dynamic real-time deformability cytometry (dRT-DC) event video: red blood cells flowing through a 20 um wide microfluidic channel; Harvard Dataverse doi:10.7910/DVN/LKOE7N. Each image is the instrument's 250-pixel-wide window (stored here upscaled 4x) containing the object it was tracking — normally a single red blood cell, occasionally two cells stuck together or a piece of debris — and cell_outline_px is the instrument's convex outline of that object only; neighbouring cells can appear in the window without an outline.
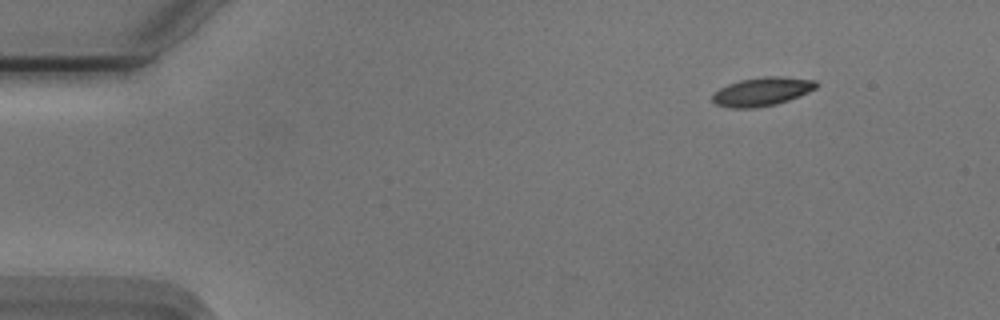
{"species": "Egyptian fruit bat (a non-hibernating species)", "species_latin": "Rousettus aegyptiacus", "temperature_condition": "cold", "stored_images_in_passage": 49, "camera_frame_rate_fps": 3000, "um_per_image_px": 0.085, "animal": {"sex": "male"}, "frame": {"image": 1, "passage_image": 1, "time_ms": 0.0, "image_size_px": [1000, 320], "cell_outline_px": [[820, 84], [816, 88], [800, 96], [776, 104], [752, 108], [728, 108], [716, 104], [712, 100], [712, 96], [720, 88], [728, 84], [740, 80], [764, 76], [784, 76], [816, 80]], "centroid_in_image_um": [64.81, 7.77], "position_along_channel_um": 20.2, "area_um2": 17.4}}
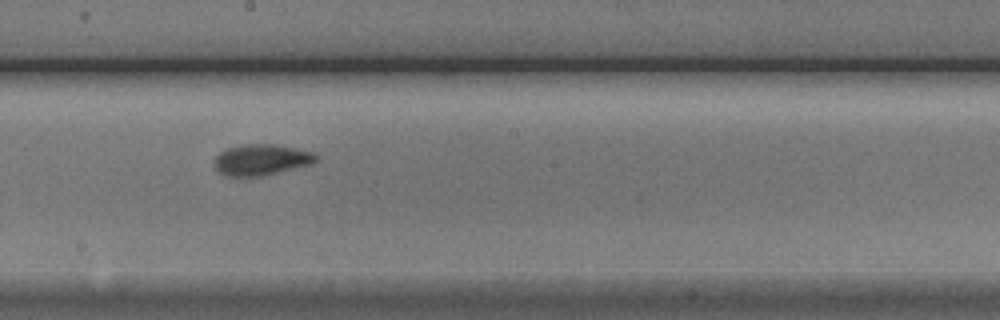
{"frame": {"image": 2, "passage_image": 25, "time_ms": 8.0, "image_size_px": [1000, 320], "cell_outline_px": [[320, 160], [312, 164], [264, 176], [224, 176], [216, 168], [216, 156], [220, 152], [228, 148], [244, 144], [276, 144], [316, 152], [320, 156]], "centroid_in_image_um": [22.31, 13.57], "position_along_channel_um": 225.9, "area_um2": 18.61}}
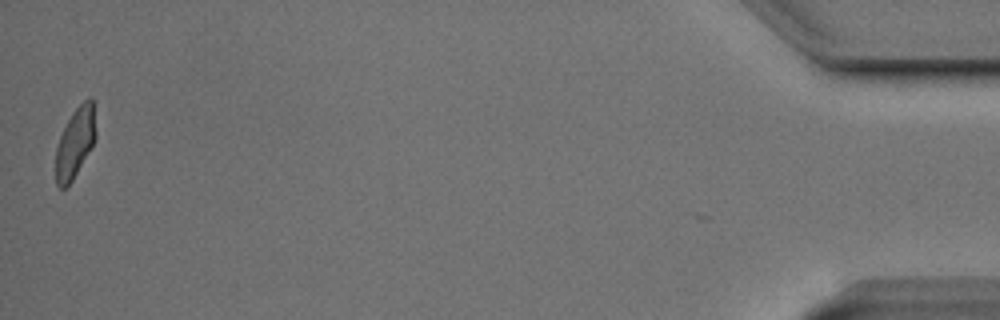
{"frame": {"image": 3, "passage_image": 49, "time_ms": 16.0, "image_size_px": [1000, 320], "cell_outline_px": [[96, 136], [92, 144], [72, 180], [64, 188], [60, 188], [56, 184], [56, 148], [60, 136], [72, 112], [88, 96], [92, 96], [96, 132]], "centroid_in_image_um": [6.38, 12.08], "position_along_channel_um": 428.8, "area_um2": 15.95}, "authors_computed_cell_mechanics": {"area_um2": 17.5134, "velocity_mm_per_s": 3.7289, "shape_relaxation_time_tau1_ms": 3.3625, "shape_relaxation_time_tau2_ms": 2.2794, "deformation_change_tau1": 0.1585, "deformation_change_tau2": 0.0525}}